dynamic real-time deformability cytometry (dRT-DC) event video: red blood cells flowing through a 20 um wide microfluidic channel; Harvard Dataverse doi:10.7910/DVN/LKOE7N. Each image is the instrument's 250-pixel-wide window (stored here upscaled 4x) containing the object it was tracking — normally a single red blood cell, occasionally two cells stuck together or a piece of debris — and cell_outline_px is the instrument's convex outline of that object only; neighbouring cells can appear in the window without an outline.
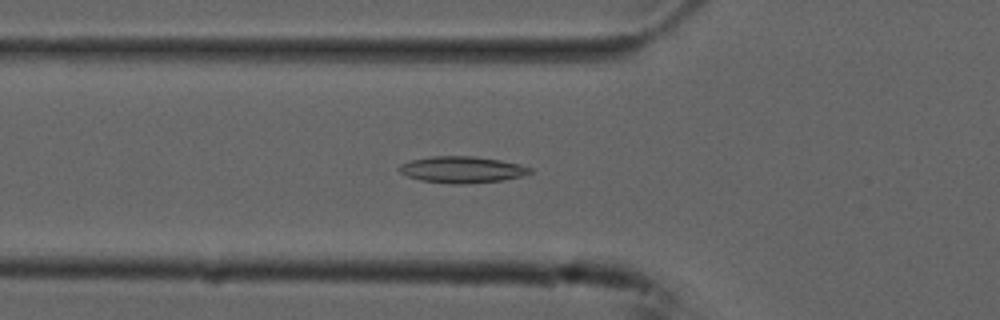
{"species": "common noctule bat (a hibernating species)", "species_latin": "Nyctalus noctula", "temperature_condition": "cold", "stored_images_in_passage": 18, "camera_frame_rate_fps": 3000, "um_per_image_px": 0.085, "animal": {"sex": "male", "forearm_length_mm": 52.5}, "frame": {"image": 1, "passage_image": 8, "time_ms": 2.333, "image_size_px": [1000, 320], "cell_outline_px": [[532, 172], [520, 176], [500, 180], [468, 184], [452, 184], [420, 180], [408, 176], [400, 172], [396, 168], [400, 164], [412, 160], [432, 156], [472, 156], [500, 160], [520, 164], [532, 168]], "centroid_in_image_um": [39.24, 14.41], "position_along_channel_um": 86.6, "area_um2": 20.11}}
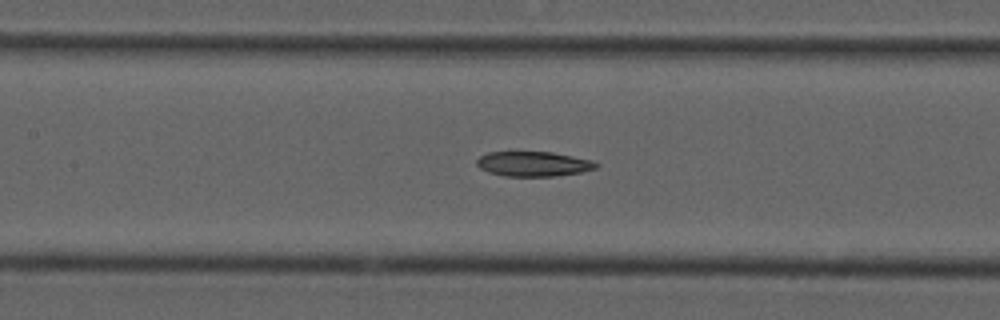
{"frame": {"image": 2, "passage_image": 14, "time_ms": 4.333, "image_size_px": [1000, 320], "cell_outline_px": [[600, 164], [596, 168], [580, 172], [556, 176], [504, 176], [488, 172], [480, 168], [476, 164], [476, 160], [480, 156], [488, 152], [552, 152], [592, 160]], "centroid_in_image_um": [45.33, 13.93], "position_along_channel_um": 162.1, "area_um2": 17.28}}
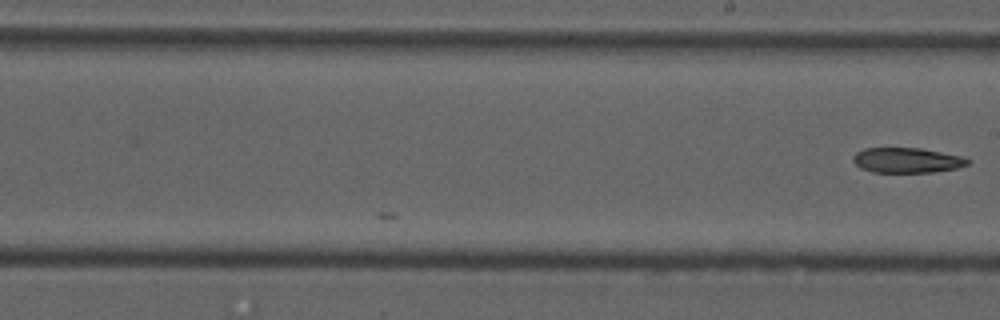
{"frame": {"image": 3, "passage_image": 18, "time_ms": 5.667, "image_size_px": [1000, 320], "cell_outline_px": [[972, 160], [968, 164], [956, 168], [932, 172], [872, 172], [860, 168], [852, 160], [852, 156], [856, 152], [864, 148], [920, 148], [960, 156]], "centroid_in_image_um": [77.05, 13.62], "position_along_channel_um": 211.9, "area_um2": 16.7}}